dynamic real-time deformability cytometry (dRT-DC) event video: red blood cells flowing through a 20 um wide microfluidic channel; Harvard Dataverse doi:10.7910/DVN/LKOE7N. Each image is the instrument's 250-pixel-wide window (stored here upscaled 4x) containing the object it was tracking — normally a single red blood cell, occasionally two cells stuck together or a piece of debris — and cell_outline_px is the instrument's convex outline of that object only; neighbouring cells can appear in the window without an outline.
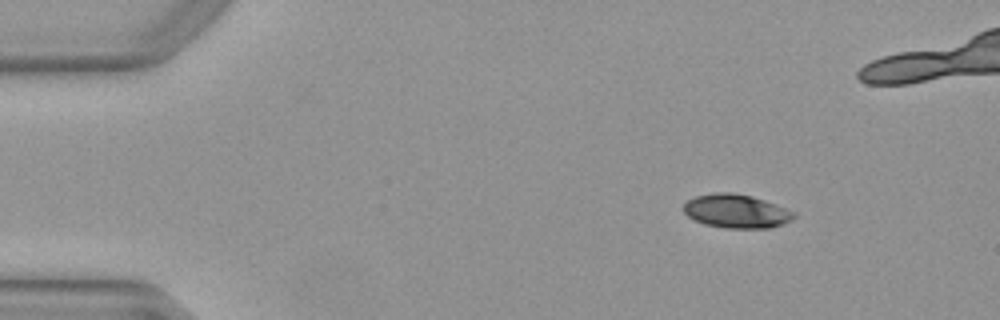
{"species": "Egyptian fruit bat (a non-hibernating species)", "species_latin": "Rousettus aegyptiacus", "temperature_condition": "warm", "stored_images_in_passage": 46, "camera_frame_rate_fps": 3000, "um_per_image_px": 0.085, "animal": {"sex": "female"}, "frame": {"image": 1, "passage_image": 1, "time_ms": 0.0, "image_size_px": [1000, 320], "cell_outline_px": [[796, 216], [792, 220], [768, 228], [724, 228], [704, 224], [688, 216], [684, 212], [684, 204], [688, 200], [696, 196], [716, 192], [732, 192], [752, 196], [764, 200], [796, 212]], "centroid_in_image_um": [62.59, 17.95], "position_along_channel_um": 22.4, "area_um2": 21.56}}
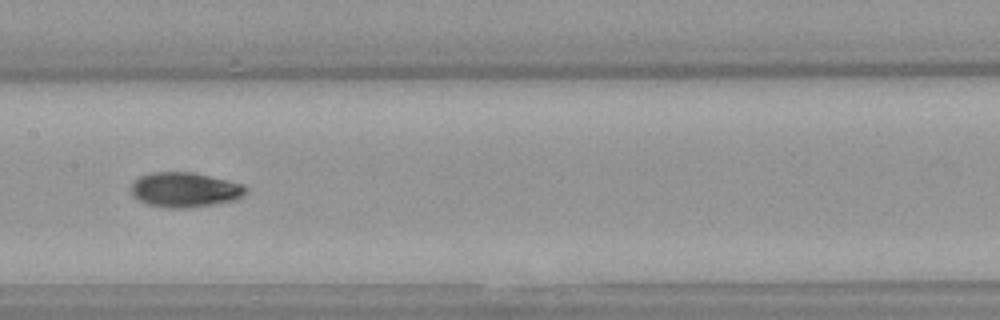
{"frame": {"image": 2, "passage_image": 20, "time_ms": 6.333, "image_size_px": [1000, 320], "cell_outline_px": [[248, 188], [236, 200], [188, 208], [164, 208], [148, 204], [140, 200], [132, 192], [132, 180], [140, 176], [152, 172], [192, 172], [228, 180], [244, 184]], "centroid_in_image_um": [15.71, 16.12], "position_along_channel_um": 191.7, "area_um2": 23.18}}
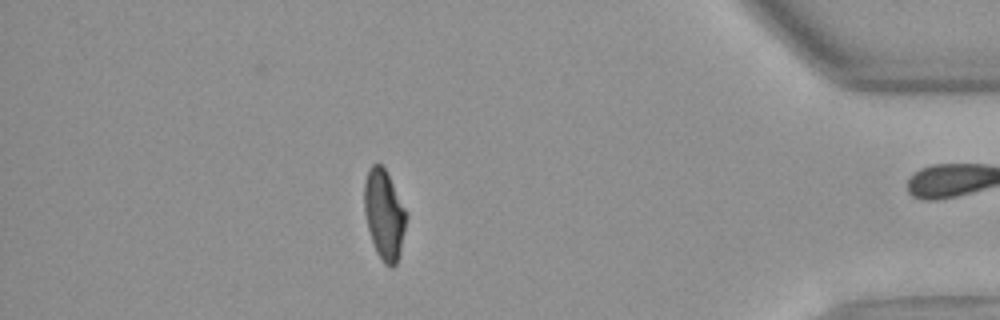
{"frame": {"image": 3, "passage_image": 39, "time_ms": 12.667, "image_size_px": [1000, 320], "cell_outline_px": [[408, 216], [400, 252], [396, 264], [392, 268], [384, 264], [376, 252], [368, 228], [364, 208], [364, 184], [368, 168], [372, 164], [380, 164], [384, 168], [408, 212]], "centroid_in_image_um": [32.67, 18.24], "position_along_channel_um": 402.5, "area_um2": 22.02}, "authors_computed_cell_mechanics": {"area_um2": 22.4842, "velocity_mm_per_s": 3.996, "shape_relaxation_time_tau1_ms": 5.5156, "shape_relaxation_time_tau2_ms": 2.043, "deformation_change_tau1": 0.1878, "deformation_change_tau2": 0.0638}}